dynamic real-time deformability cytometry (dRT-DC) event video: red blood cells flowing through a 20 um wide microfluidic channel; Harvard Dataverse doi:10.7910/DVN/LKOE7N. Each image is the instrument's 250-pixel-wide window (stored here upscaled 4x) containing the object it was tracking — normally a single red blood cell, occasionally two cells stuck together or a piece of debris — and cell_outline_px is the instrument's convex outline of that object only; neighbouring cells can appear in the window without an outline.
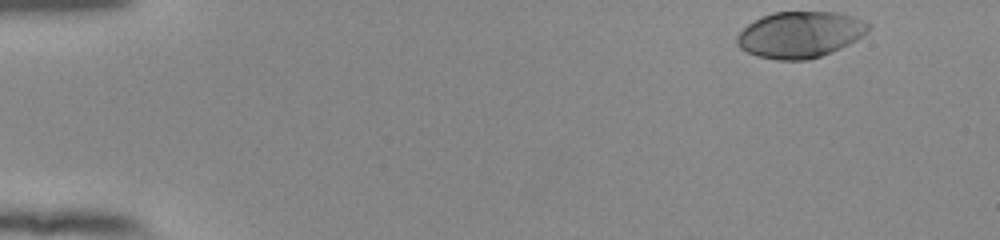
{"species": "human", "species_latin": "Homo sapiens", "temperature_condition": "room temperature", "stored_images_in_passage": 50, "camera_frame_rate_fps": 3000, "um_per_image_px": 0.085, "donor": {"sex": "female"}, "frame": {"image": 1, "passage_image": 1, "time_ms": 0.0, "image_size_px": [1000, 240], "cell_outline_px": [[872, 24], [868, 32], [856, 40], [832, 52], [808, 60], [776, 60], [756, 56], [740, 48], [736, 44], [736, 36], [748, 24], [772, 12], [836, 12], [852, 16], [864, 20]], "centroid_in_image_um": [68.02, 2.95], "position_along_channel_um": 17.0, "area_um2": 35.49}}
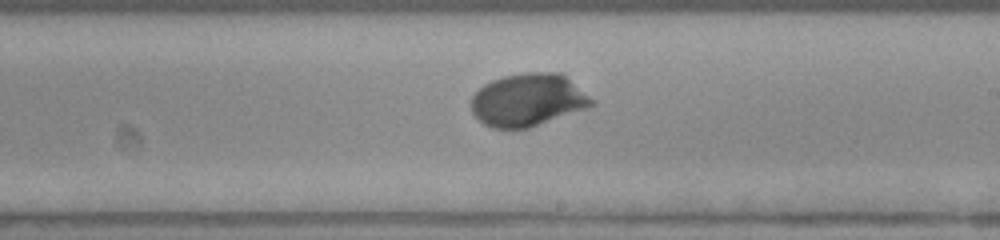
{"frame": {"image": 2, "passage_image": 29, "time_ms": 9.333, "image_size_px": [1000, 240], "cell_outline_px": [[596, 104], [588, 108], [528, 128], [492, 128], [484, 124], [472, 112], [472, 96], [484, 84], [492, 80], [504, 76], [524, 72], [560, 72], [596, 100]], "centroid_in_image_um": [44.91, 8.49], "position_along_channel_um": 244.1, "area_um2": 36.99}}
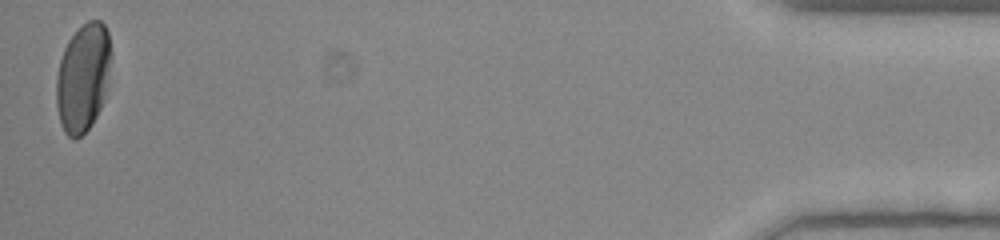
{"frame": {"image": 3, "passage_image": 50, "time_ms": 16.333, "image_size_px": [1000, 240], "cell_outline_px": [[112, 56], [104, 100], [92, 124], [76, 140], [72, 140], [64, 132], [60, 124], [56, 104], [56, 76], [60, 60], [64, 48], [68, 40], [88, 20], [100, 20], [104, 24], [108, 32], [112, 52]], "centroid_in_image_um": [7.06, 6.61], "position_along_channel_um": 428.1, "area_um2": 34.85}, "authors_computed_cell_mechanics": {"area_um2": 35.4603, "velocity_mm_per_s": 3.8149, "shape_relaxation_time_tau1_ms": 2.5751, "shape_relaxation_time_tau2_ms": null, "deformation_change_tau1": 0.1635, "deformation_change_tau2": null}}